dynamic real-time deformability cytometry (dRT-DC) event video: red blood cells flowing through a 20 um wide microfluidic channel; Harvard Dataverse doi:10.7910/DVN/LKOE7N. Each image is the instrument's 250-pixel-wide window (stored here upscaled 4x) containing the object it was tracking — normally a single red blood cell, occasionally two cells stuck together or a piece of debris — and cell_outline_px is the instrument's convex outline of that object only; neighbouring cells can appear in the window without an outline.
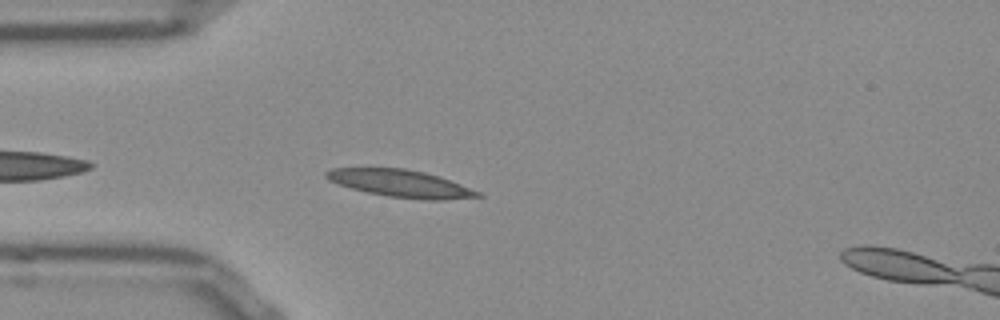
{"species": "Egyptian fruit bat (a non-hibernating species)", "species_latin": "Rousettus aegyptiacus", "temperature_condition": "room temperature", "stored_images_in_passage": 30, "camera_frame_rate_fps": 3000, "um_per_image_px": 0.085, "frame": {"image": 1, "passage_image": 2, "time_ms": 0.333, "image_size_px": [1000, 320], "cell_outline_px": [[484, 196], [444, 200], [424, 200], [388, 196], [368, 192], [352, 188], [328, 180], [324, 176], [324, 172], [332, 168], [404, 168], [424, 172], [440, 176], [480, 192]], "centroid_in_image_um": [34.06, 15.59], "position_along_channel_um": 50.9, "area_um2": 23.99}}
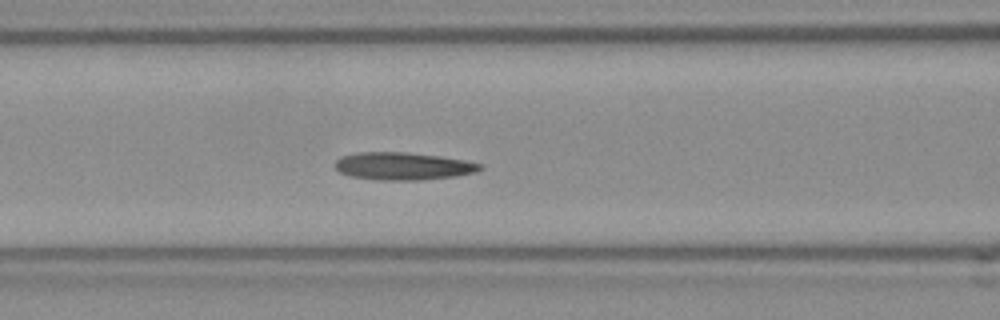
{"frame": {"image": 2, "passage_image": 9, "time_ms": 2.667, "image_size_px": [1000, 320], "cell_outline_px": [[484, 168], [476, 172], [456, 176], [420, 180], [380, 180], [352, 176], [340, 172], [332, 164], [340, 156], [356, 152], [404, 152], [440, 156], [464, 160], [484, 164]], "centroid_in_image_um": [34.26, 14.11], "position_along_channel_um": 132.3, "area_um2": 23.47}}
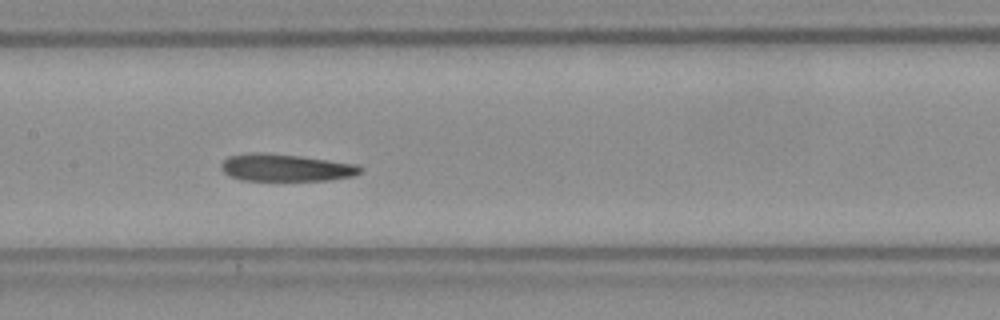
{"frame": {"image": 3, "passage_image": 13, "time_ms": 4.0, "image_size_px": [1000, 320], "cell_outline_px": [[364, 168], [360, 172], [352, 176], [328, 180], [240, 180], [224, 172], [220, 168], [220, 164], [228, 156], [252, 152], [260, 152], [300, 156], [356, 164]], "centroid_in_image_um": [24.26, 14.24], "position_along_channel_um": 183.1, "area_um2": 21.96}, "authors_computed_cell_mechanics": {"area_um2": 22.9177, "velocity_mm_per_s": 3.7909, "shape_relaxation_time_tau1_ms": 6.0431, "shape_relaxation_time_tau2_ms": null, "deformation_change_tau1": 0.1404, "deformation_change_tau2": null}}